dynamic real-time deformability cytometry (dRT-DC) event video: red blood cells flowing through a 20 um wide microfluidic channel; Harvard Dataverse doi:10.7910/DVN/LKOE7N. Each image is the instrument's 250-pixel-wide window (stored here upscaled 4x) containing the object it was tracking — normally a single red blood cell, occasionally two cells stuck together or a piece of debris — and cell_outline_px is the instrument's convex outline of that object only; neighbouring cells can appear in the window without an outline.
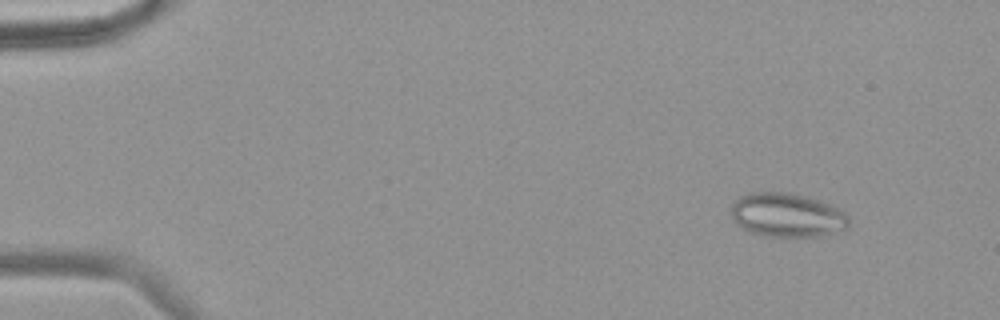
{"species": "common noctule bat (a hibernating species)", "species_latin": "Nyctalus noctula", "temperature_condition": "warm", "stored_images_in_passage": 52, "camera_frame_rate_fps": 3000, "um_per_image_px": 0.085, "animal": {"sex": "female", "body_mass_g": 18.4}, "frame": {"image": 1, "passage_image": 1, "time_ms": 0.0, "image_size_px": [1000, 320], "cell_outline_px": [[848, 228], [844, 232], [820, 236], [768, 236], [752, 232], [744, 228], [732, 220], [732, 204], [740, 196], [748, 192], [788, 192], [808, 196], [832, 204], [840, 208], [848, 216]], "centroid_in_image_um": [66.97, 18.27], "position_along_channel_um": 18.0, "area_um2": 30.52}}
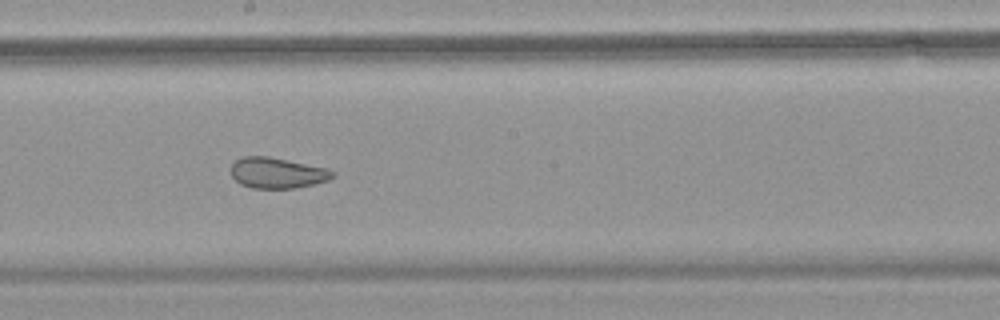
{"frame": {"image": 2, "passage_image": 28, "time_ms": 9.0, "image_size_px": [1000, 320], "cell_outline_px": [[336, 176], [328, 180], [296, 188], [252, 188], [240, 184], [232, 176], [232, 164], [236, 160], [244, 156], [268, 156], [328, 168], [336, 172]], "centroid_in_image_um": [23.59, 14.69], "position_along_channel_um": 224.6, "area_um2": 18.21}}
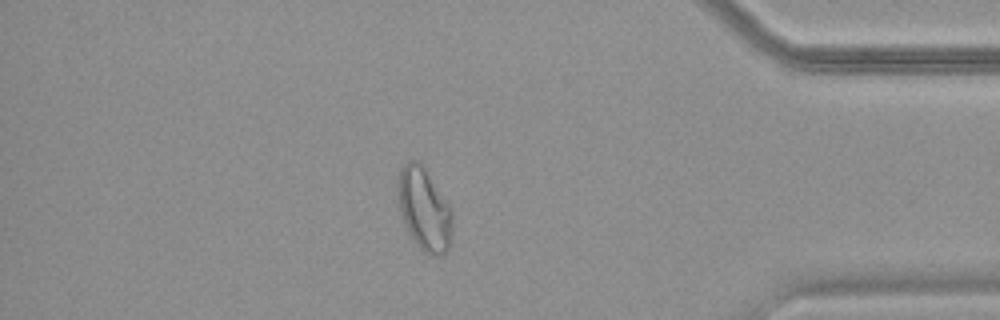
{"frame": {"image": 3, "passage_image": 45, "time_ms": 14.667, "image_size_px": [1000, 320], "cell_outline_px": [[452, 228], [448, 248], [444, 252], [436, 256], [424, 252], [416, 244], [400, 212], [400, 168], [408, 160], [420, 160], [452, 208]], "centroid_in_image_um": [36.1, 17.75], "position_along_channel_um": 399.1, "area_um2": 25.61}, "authors_computed_cell_mechanics": {"area_um2": 24.7384, "velocity_mm_per_s": 3.5797, "shape_relaxation_time_tau1_ms": null, "shape_relaxation_time_tau2_ms": 1.0554, "deformation_change_tau1": null, "deformation_change_tau2": 0.0739}}